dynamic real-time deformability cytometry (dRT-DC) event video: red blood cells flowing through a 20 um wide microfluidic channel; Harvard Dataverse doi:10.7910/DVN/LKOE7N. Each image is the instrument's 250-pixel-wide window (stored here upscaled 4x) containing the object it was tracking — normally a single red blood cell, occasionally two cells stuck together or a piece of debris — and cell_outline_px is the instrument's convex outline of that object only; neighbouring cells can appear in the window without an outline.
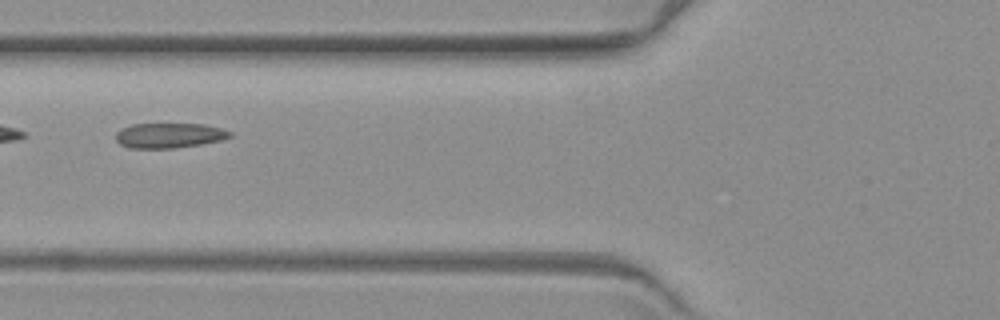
{"species": "common noctule bat (a hibernating species)", "species_latin": "Nyctalus noctula", "temperature_condition": "warm", "stored_images_in_passage": 6, "camera_frame_rate_fps": 3000, "um_per_image_px": 0.085, "animal": {"sex": "female", "body_mass_g": 19.3, "forearm_length_mm": 54.1}, "frame": {"image": 1, "passage_image": 2, "time_ms": 1.333, "image_size_px": [1000, 320], "cell_outline_px": [[232, 136], [220, 140], [200, 144], [172, 148], [128, 148], [120, 144], [116, 140], [116, 132], [132, 124], [204, 124], [220, 128], [232, 132]], "centroid_in_image_um": [14.37, 11.51], "position_along_channel_um": 111.4, "area_um2": 16.47}}
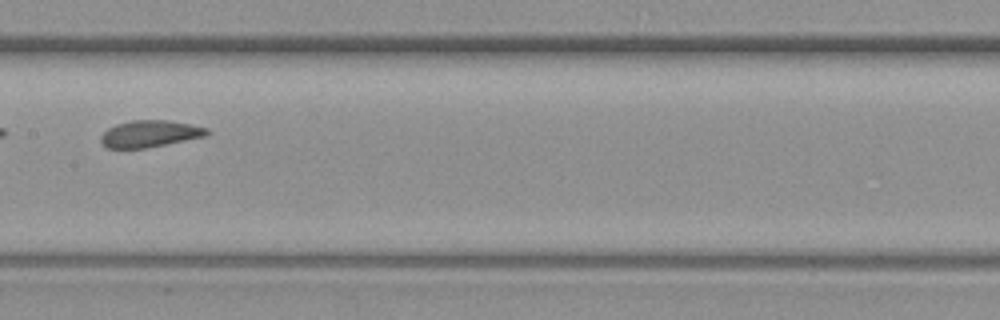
{"frame": {"image": 2, "passage_image": 4, "time_ms": 3.667, "image_size_px": [1000, 320], "cell_outline_px": [[208, 136], [144, 148], [108, 148], [100, 140], [100, 136], [108, 128], [116, 124], [132, 120], [168, 120], [208, 128]], "centroid_in_image_um": [12.74, 11.36], "position_along_channel_um": 194.7, "area_um2": 16.42}}
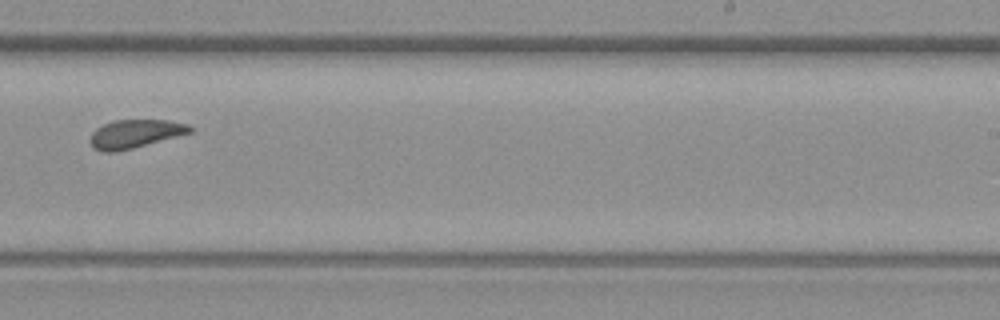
{"frame": {"image": 3, "passage_image": 6, "time_ms": 6.0, "image_size_px": [1000, 320], "cell_outline_px": [[192, 132], [132, 148], [116, 152], [104, 152], [96, 148], [88, 140], [92, 132], [96, 128], [104, 124], [116, 120], [168, 120], [188, 124], [192, 128]], "centroid_in_image_um": [11.47, 11.36], "position_along_channel_um": 277.5, "area_um2": 16.3}}